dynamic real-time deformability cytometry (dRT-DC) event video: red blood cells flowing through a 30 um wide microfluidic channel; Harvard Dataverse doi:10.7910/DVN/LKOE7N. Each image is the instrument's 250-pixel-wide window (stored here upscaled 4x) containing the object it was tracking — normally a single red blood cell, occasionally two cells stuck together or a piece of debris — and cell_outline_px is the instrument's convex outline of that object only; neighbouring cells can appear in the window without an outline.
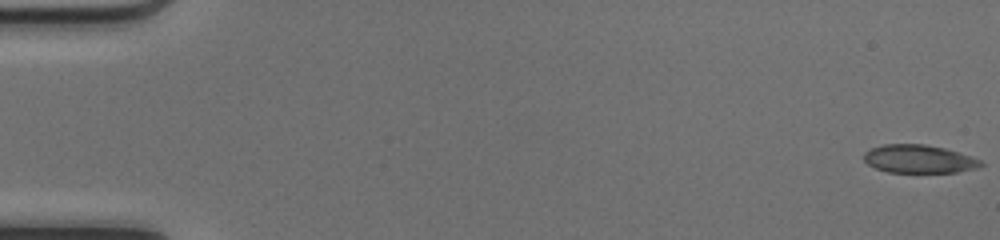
{"species": "common noctule bat (a hibernating species)", "species_latin": "Nyctalus noctula", "temperature_condition": "cold", "stored_images_in_passage": 50, "camera_frame_rate_fps": 3000, "um_per_image_px": 0.085, "animal": {"sex": "female", "body_mass_g": 17.0, "forearm_length_mm": 48.0}, "frame": {"image": 1, "passage_image": 1, "time_ms": 0.0, "image_size_px": [1000, 240], "cell_outline_px": [[984, 164], [980, 168], [956, 172], [888, 172], [876, 168], [868, 164], [864, 160], [864, 152], [872, 148], [884, 144], [924, 144], [944, 148], [972, 156], [980, 160]], "centroid_in_image_um": [78.14, 13.51], "position_along_channel_um": 6.9, "area_um2": 19.19}}
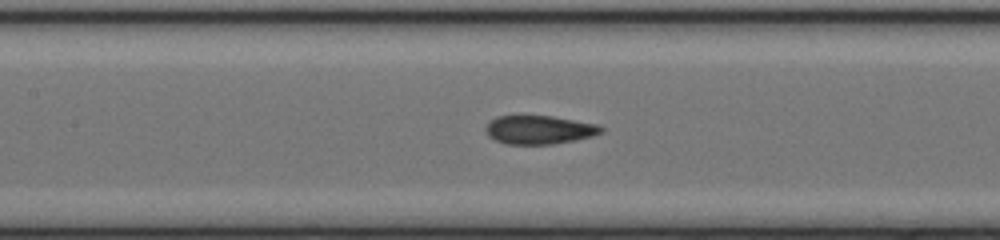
{"frame": {"image": 2, "passage_image": 24, "time_ms": 7.667, "image_size_px": [1000, 240], "cell_outline_px": [[604, 132], [592, 136], [576, 140], [552, 144], [504, 144], [488, 136], [484, 128], [496, 116], [552, 116], [596, 124], [604, 128]], "centroid_in_image_um": [45.84, 11.04], "position_along_channel_um": 161.6, "area_um2": 19.19}}
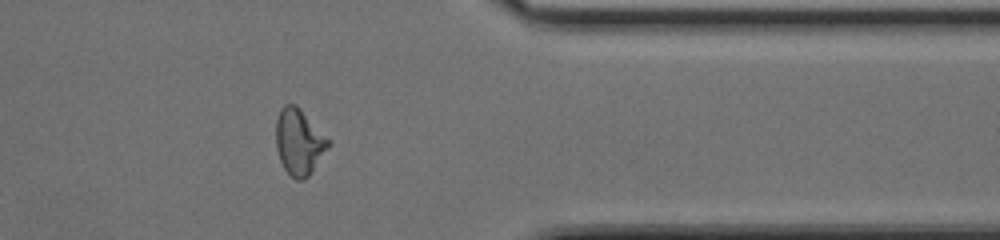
{"frame": {"image": 3, "passage_image": 41, "time_ms": 13.333, "image_size_px": [1000, 240], "cell_outline_px": [[332, 144], [308, 176], [304, 180], [296, 180], [284, 168], [280, 160], [276, 148], [276, 120], [280, 108], [284, 104], [296, 104], [332, 140]], "centroid_in_image_um": [25.45, 12.03], "position_along_channel_um": 386.0, "area_um2": 20.46}, "authors_computed_cell_mechanics": {"area_um2": 19.7965, "velocity_mm_per_s": 4.1966, "shape_relaxation_time_tau1_ms": 9.3293, "shape_relaxation_time_tau2_ms": 1.7815, "deformation_change_tau1": 0.213, "deformation_change_tau2": 0.0634}}